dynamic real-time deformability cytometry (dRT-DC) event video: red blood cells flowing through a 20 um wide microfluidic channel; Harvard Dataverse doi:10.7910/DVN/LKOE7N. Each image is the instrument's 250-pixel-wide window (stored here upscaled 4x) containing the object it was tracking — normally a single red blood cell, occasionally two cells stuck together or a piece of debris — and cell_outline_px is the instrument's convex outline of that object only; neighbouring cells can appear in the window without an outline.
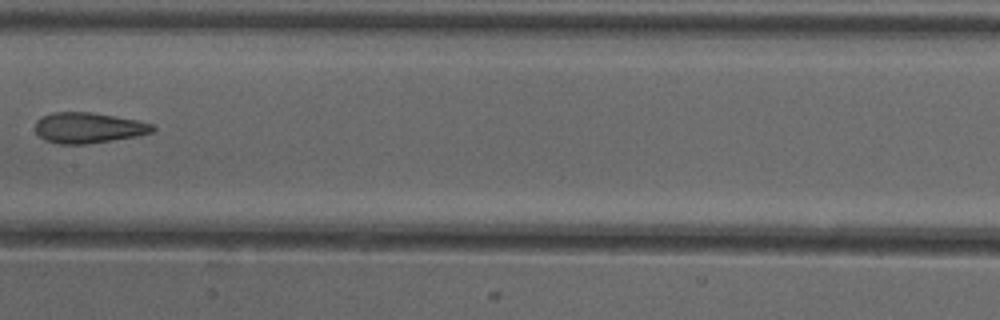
{"species": "common noctule bat (a hibernating species)", "species_latin": "Nyctalus noctula", "temperature_condition": "cold", "stored_images_in_passage": 9, "segment_of_instrument_passage": [1, 2], "camera_frame_rate_fps": 3000, "um_per_image_px": 0.085, "animal": {"sex": "female"}, "frame": {"image": 1, "passage_image": 8, "time_ms": 8.333, "image_size_px": [1000, 320], "cell_outline_px": [[156, 128], [152, 132], [136, 136], [84, 144], [60, 144], [44, 140], [36, 132], [36, 120], [40, 116], [52, 112], [92, 112], [136, 120], [152, 124]], "centroid_in_image_um": [7.47, 10.85], "position_along_channel_um": 199.9, "area_um2": 20.81}}